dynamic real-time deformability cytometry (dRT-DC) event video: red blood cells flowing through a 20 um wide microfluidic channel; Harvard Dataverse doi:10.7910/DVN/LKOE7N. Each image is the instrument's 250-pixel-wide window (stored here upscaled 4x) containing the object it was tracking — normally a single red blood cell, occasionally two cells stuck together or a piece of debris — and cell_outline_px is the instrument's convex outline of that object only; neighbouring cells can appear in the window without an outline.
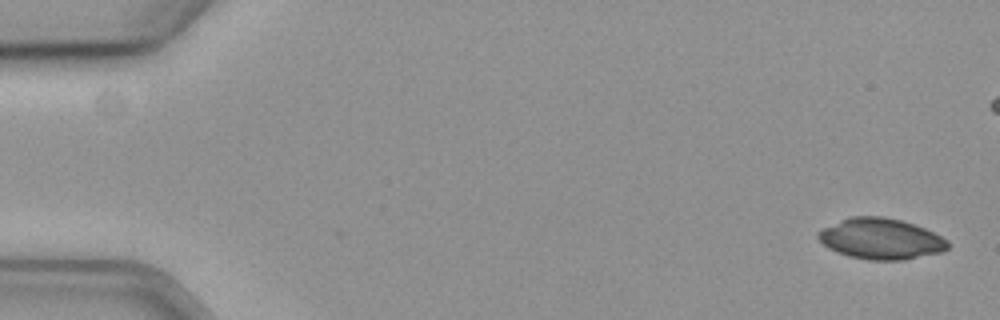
{"species": "common noctule bat (a hibernating species)", "species_latin": "Nyctalus noctula", "temperature_condition": "cold", "stored_images_in_passage": 2, "camera_frame_rate_fps": 3000, "um_per_image_px": 0.085, "animal": {"sex": "female", "body_mass_g": 19.3, "forearm_length_mm": 54.1}, "frame": {"image": 1, "passage_image": 2, "time_ms": 0.333, "image_size_px": [1000, 320], "cell_outline_px": [[948, 248], [944, 252], [904, 260], [868, 260], [848, 256], [836, 252], [828, 248], [816, 236], [816, 232], [840, 220], [852, 216], [880, 216], [900, 220], [924, 228], [948, 240]], "centroid_in_image_um": [74.87, 20.31], "position_along_channel_um": 10.1, "area_um2": 30.87}}